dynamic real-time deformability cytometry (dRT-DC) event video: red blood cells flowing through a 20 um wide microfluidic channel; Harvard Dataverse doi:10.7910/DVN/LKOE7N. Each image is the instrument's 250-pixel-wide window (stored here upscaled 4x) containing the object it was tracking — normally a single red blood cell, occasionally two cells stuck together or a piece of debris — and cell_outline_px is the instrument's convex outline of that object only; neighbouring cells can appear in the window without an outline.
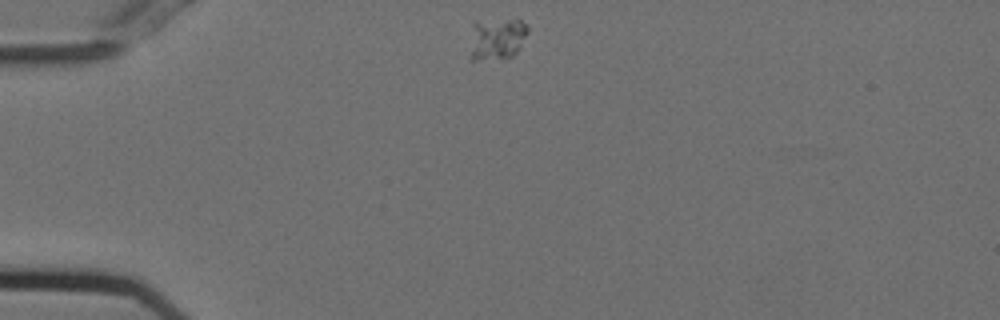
{"species": "Egyptian fruit bat (a non-hibernating species)", "species_latin": "Rousettus aegyptiacus", "temperature_condition": "cold", "stored_images_in_passage": 44, "camera_frame_rate_fps": 3000, "um_per_image_px": 0.085, "animal": {"sex": "female"}, "frame": {"image": 1, "passage_image": 1, "time_ms": 0.0, "image_size_px": [1000, 320], "cell_outline_px": [[528, 32], [520, 48], [512, 56], [476, 60], [472, 60], [472, 24], [476, 20], [520, 20], [528, 28]], "centroid_in_image_um": [42.25, 3.26], "position_along_channel_um": 42.7, "area_um2": 13.76}}
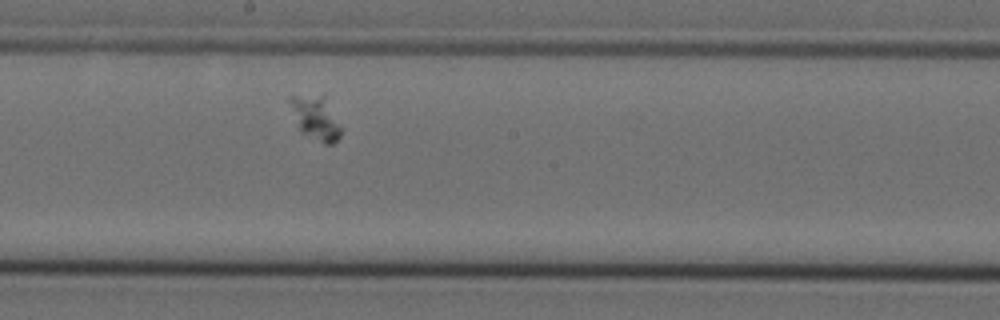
{"frame": {"image": 2, "passage_image": 19, "time_ms": 6.0, "image_size_px": [1000, 320], "cell_outline_px": [[340, 136], [332, 144], [324, 144], [300, 132], [288, 100], [288, 96], [328, 92], [340, 124]], "centroid_in_image_um": [26.87, 9.92], "position_along_channel_um": 221.3, "area_um2": 13.87}}
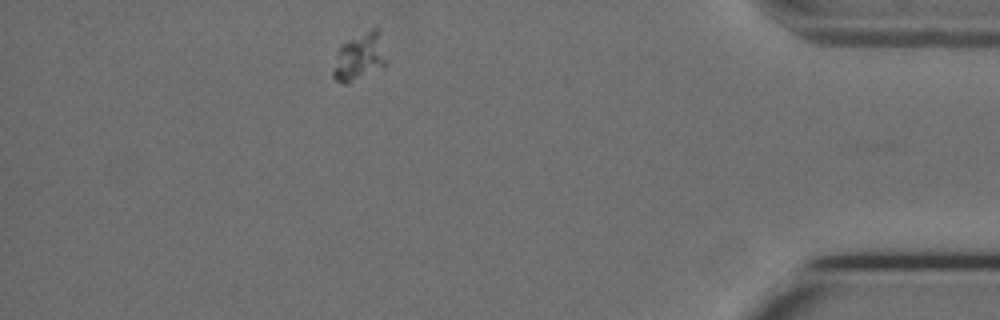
{"frame": {"image": 3, "passage_image": 38, "time_ms": 12.333, "image_size_px": [1000, 320], "cell_outline_px": [[388, 64], [348, 84], [344, 84], [336, 80], [332, 76], [332, 72], [336, 52], [340, 44], [372, 28], [376, 28]], "centroid_in_image_um": [30.5, 4.87], "position_along_channel_um": 404.7, "area_um2": 14.51}}